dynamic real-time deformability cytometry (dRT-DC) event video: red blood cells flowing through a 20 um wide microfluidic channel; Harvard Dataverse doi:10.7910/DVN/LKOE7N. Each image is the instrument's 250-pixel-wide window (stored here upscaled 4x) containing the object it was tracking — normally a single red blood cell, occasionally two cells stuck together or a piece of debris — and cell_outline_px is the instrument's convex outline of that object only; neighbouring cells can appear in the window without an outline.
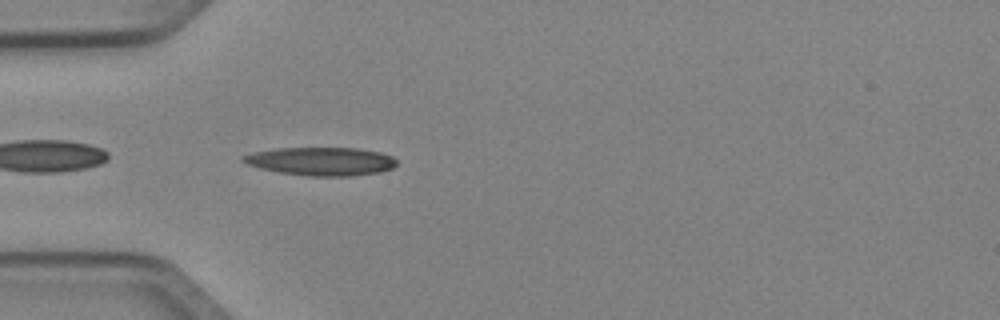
{"species": "Egyptian fruit bat (a non-hibernating species)", "species_latin": "Rousettus aegyptiacus", "temperature_condition": "cold", "stored_images_in_passage": 37, "camera_frame_rate_fps": 3000, "um_per_image_px": 0.085, "animal": {"sex": "female"}, "frame": {"image": 1, "passage_image": 2, "time_ms": 0.333, "image_size_px": [1000, 320], "cell_outline_px": [[396, 164], [392, 168], [380, 172], [352, 176], [308, 176], [280, 172], [260, 168], [248, 164], [240, 160], [240, 156], [252, 152], [276, 148], [356, 148], [380, 152], [392, 156], [396, 160]], "centroid_in_image_um": [27.27, 13.71], "position_along_channel_um": 57.7, "area_um2": 25.37}}
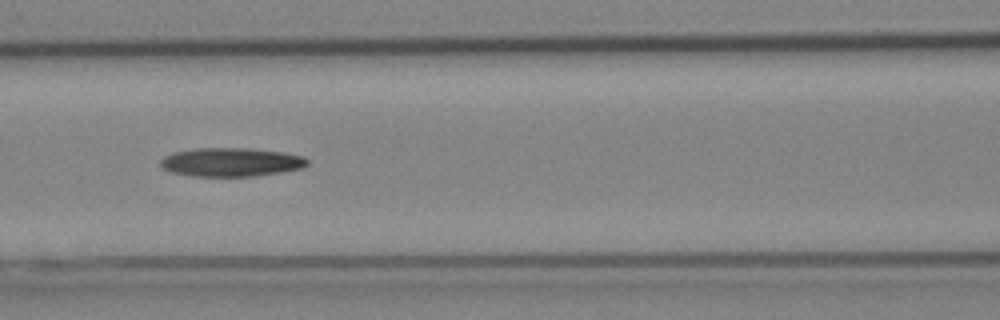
{"frame": {"image": 2, "passage_image": 9, "time_ms": 2.667, "image_size_px": [1000, 320], "cell_outline_px": [[308, 164], [304, 168], [256, 176], [192, 176], [172, 172], [164, 168], [160, 164], [160, 160], [164, 156], [172, 152], [196, 148], [252, 148], [284, 152], [304, 156], [308, 160]], "centroid_in_image_um": [19.67, 13.77], "position_along_channel_um": 146.9, "area_um2": 24.74}}
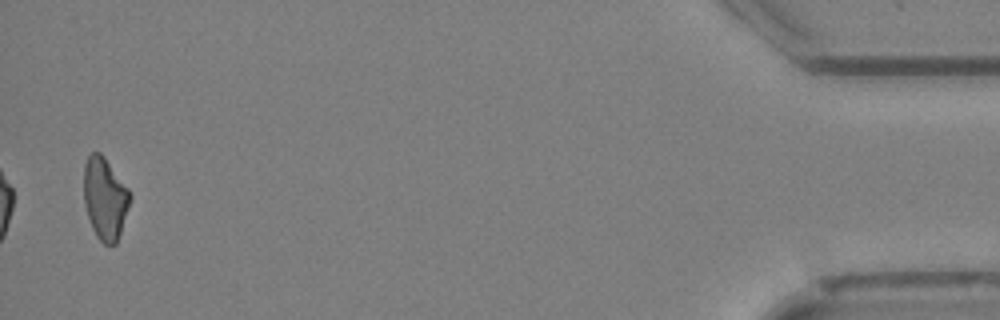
{"frame": {"image": 3, "passage_image": 36, "time_ms": 11.667, "image_size_px": [1000, 320], "cell_outline_px": [[132, 196], [116, 244], [104, 244], [96, 236], [92, 228], [84, 204], [84, 164], [88, 156], [92, 152], [100, 152], [104, 156], [128, 188]], "centroid_in_image_um": [8.91, 16.85], "position_along_channel_um": 426.3, "area_um2": 21.96}}